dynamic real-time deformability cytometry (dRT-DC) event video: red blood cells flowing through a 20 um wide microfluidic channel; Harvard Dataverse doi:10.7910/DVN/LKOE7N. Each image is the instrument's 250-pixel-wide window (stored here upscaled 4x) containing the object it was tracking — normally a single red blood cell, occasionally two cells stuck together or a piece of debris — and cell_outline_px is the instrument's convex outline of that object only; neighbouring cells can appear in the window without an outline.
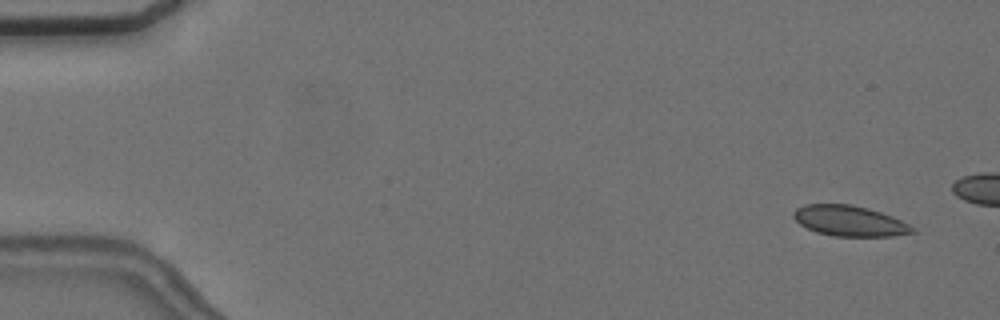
{"species": "common noctule bat (a hibernating species)", "species_latin": "Nyctalus noctula", "temperature_condition": "cold", "stored_images_in_passage": 5, "camera_frame_rate_fps": 3000, "um_per_image_px": 0.085, "animal": {"sex": "female", "body_mass_g": 24.6, "forearm_length_mm": 56.2}, "frame": {"image": 1, "passage_image": 1, "time_ms": 0.0, "image_size_px": [1000, 320], "cell_outline_px": [[916, 232], [892, 236], [832, 236], [816, 232], [800, 224], [792, 216], [792, 212], [796, 208], [804, 204], [852, 204], [868, 208], [892, 216], [916, 228]], "centroid_in_image_um": [72.2, 18.77], "position_along_channel_um": 12.8, "area_um2": 21.21}}